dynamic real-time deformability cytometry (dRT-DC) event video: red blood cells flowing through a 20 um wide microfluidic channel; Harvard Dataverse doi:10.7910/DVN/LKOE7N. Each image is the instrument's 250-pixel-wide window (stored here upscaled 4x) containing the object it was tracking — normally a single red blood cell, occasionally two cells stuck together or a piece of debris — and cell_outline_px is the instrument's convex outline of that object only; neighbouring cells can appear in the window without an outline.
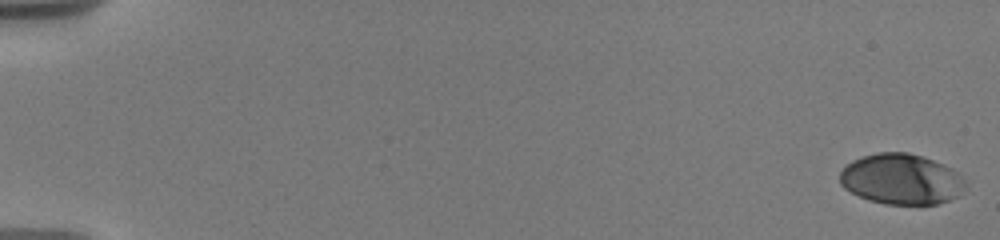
{"species": "human", "species_latin": "Homo sapiens", "temperature_condition": "warm", "stored_images_in_passage": 28, "camera_frame_rate_fps": 3000, "um_per_image_px": 0.085, "donor": {"sex": "male"}, "frame": {"image": 1, "passage_image": 1, "time_ms": 0.0, "image_size_px": [1000, 240], "cell_outline_px": [[968, 184], [960, 196], [936, 204], [884, 204], [868, 200], [844, 188], [840, 184], [840, 172], [852, 160], [876, 152], [908, 152], [924, 156], [952, 168]], "centroid_in_image_um": [76.64, 15.23], "position_along_channel_um": 8.4, "area_um2": 37.17}}
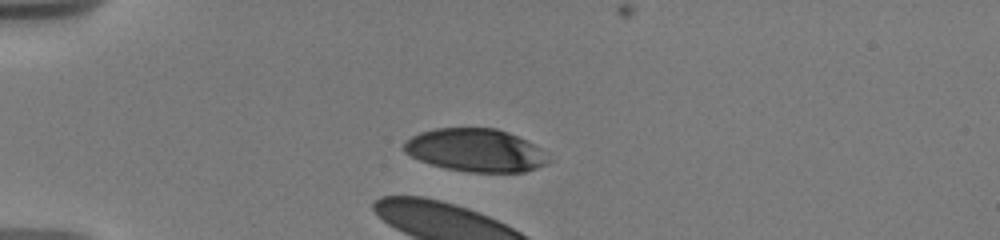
{"frame": {"image": 2, "passage_image": 15, "time_ms": 5.0, "image_size_px": [1000, 240], "cell_outline_px": [[552, 160], [548, 164], [524, 172], [468, 172], [448, 168], [432, 164], [420, 160], [404, 152], [400, 148], [412, 136], [420, 132], [436, 128], [496, 128], [508, 132], [540, 148]], "centroid_in_image_um": [40.43, 12.77], "position_along_channel_um": 44.6, "area_um2": 36.01}}